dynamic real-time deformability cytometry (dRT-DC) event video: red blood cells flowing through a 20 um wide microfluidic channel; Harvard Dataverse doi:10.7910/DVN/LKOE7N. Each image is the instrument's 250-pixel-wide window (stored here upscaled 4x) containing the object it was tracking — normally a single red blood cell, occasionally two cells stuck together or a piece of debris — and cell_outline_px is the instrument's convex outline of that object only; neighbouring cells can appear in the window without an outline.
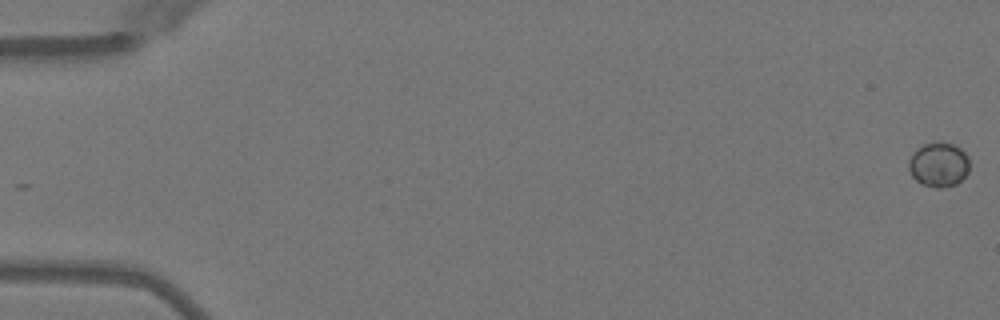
{"species": "Egyptian fruit bat (a non-hibernating species)", "species_latin": "Rousettus aegyptiacus", "temperature_condition": "warm", "stored_images_in_passage": 47, "camera_frame_rate_fps": 3000, "um_per_image_px": 0.085, "animal": {"sex": "female"}, "frame": {"image": 1, "passage_image": 1, "time_ms": 0.0, "image_size_px": [1000, 320], "cell_outline_px": [[968, 172], [956, 184], [940, 188], [936, 188], [920, 184], [912, 176], [908, 168], [908, 160], [924, 144], [952, 144], [960, 148], [968, 156]], "centroid_in_image_um": [79.78, 14.04], "position_along_channel_um": 5.2, "area_um2": 15.32}}
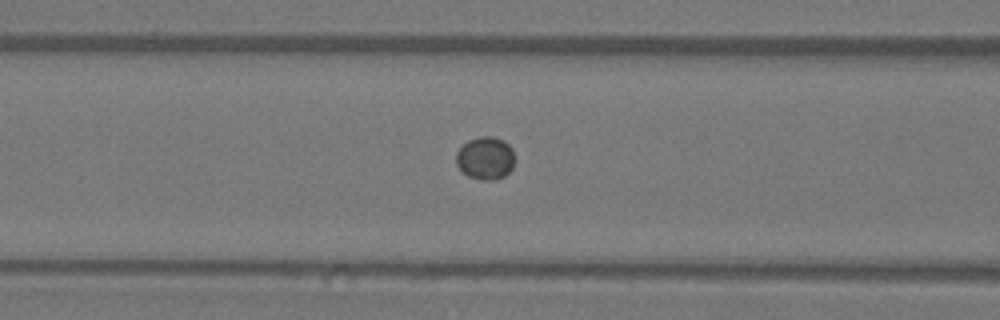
{"frame": {"image": 2, "passage_image": 22, "time_ms": 7.0, "image_size_px": [1000, 320], "cell_outline_px": [[512, 168], [504, 176], [496, 180], [480, 180], [468, 176], [456, 164], [456, 152], [468, 140], [480, 136], [492, 136], [504, 140], [512, 148]], "centroid_in_image_um": [41.24, 13.44], "position_along_channel_um": 125.4, "area_um2": 14.51}}
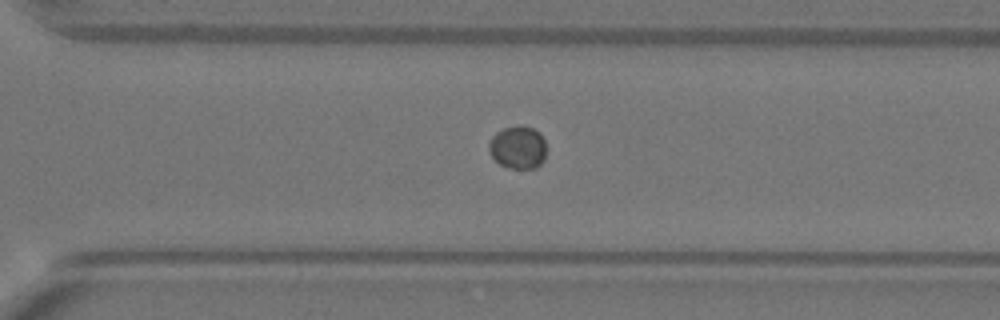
{"frame": {"image": 3, "passage_image": 37, "time_ms": 12.0, "image_size_px": [1000, 320], "cell_outline_px": [[544, 160], [536, 168], [508, 168], [500, 164], [488, 152], [488, 144], [492, 136], [496, 132], [504, 128], [520, 124], [532, 128], [540, 132], [544, 140]], "centroid_in_image_um": [44.0, 12.51], "position_along_channel_um": 326.6, "area_um2": 14.39}}